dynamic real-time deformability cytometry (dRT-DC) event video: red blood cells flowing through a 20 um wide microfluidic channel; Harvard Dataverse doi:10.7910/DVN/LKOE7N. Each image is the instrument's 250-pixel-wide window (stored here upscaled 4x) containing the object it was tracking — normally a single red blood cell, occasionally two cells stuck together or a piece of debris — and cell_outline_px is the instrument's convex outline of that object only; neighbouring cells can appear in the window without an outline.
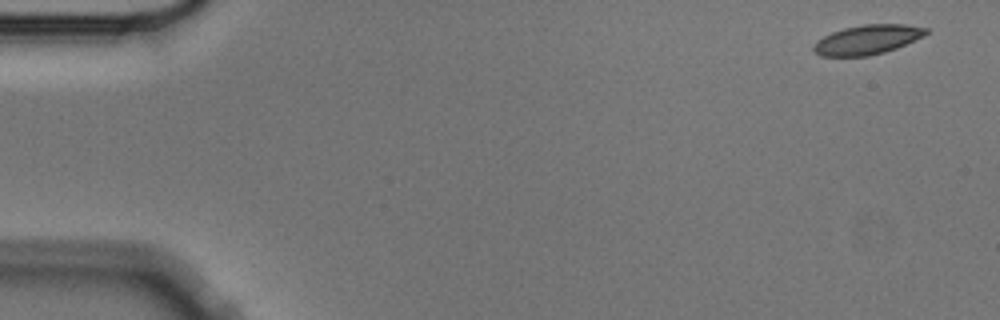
{"species": "Egyptian fruit bat (a non-hibernating species)", "species_latin": "Rousettus aegyptiacus", "temperature_condition": "cold", "stored_images_in_passage": 4, "camera_frame_rate_fps": 3000, "um_per_image_px": 0.085, "animal": {"sex": "male"}, "frame": {"image": 1, "passage_image": 1, "time_ms": 0.0, "image_size_px": [1000, 320], "cell_outline_px": [[928, 32], [924, 36], [896, 48], [884, 52], [868, 56], [820, 56], [812, 52], [812, 44], [816, 40], [832, 32], [844, 28], [864, 24], [904, 24], [928, 28]], "centroid_in_image_um": [73.68, 3.37], "position_along_channel_um": 11.3, "area_um2": 19.42}}